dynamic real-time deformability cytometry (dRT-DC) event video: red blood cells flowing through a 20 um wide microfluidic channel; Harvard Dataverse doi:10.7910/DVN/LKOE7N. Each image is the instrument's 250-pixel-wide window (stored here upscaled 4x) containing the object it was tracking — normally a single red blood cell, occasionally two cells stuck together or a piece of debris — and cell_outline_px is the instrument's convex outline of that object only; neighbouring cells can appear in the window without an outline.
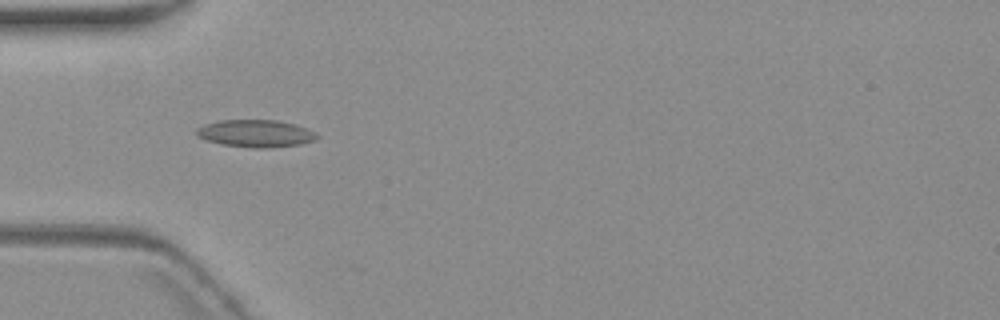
{"species": "common noctule bat (a hibernating species)", "species_latin": "Nyctalus noctula", "temperature_condition": "warm", "stored_images_in_passage": 4, "camera_frame_rate_fps": 3000, "um_per_image_px": 0.085, "animal": {"sex": "female", "body_mass_g": 19.3, "forearm_length_mm": 54.1}, "frame": {"image": 1, "passage_image": 3, "time_ms": 2.333, "image_size_px": [1000, 320], "cell_outline_px": [[320, 136], [316, 140], [300, 144], [272, 148], [252, 148], [220, 144], [196, 136], [196, 128], [204, 124], [220, 120], [276, 120], [296, 124], [316, 132]], "centroid_in_image_um": [21.75, 11.35], "position_along_channel_um": 63.2, "area_um2": 19.42}}
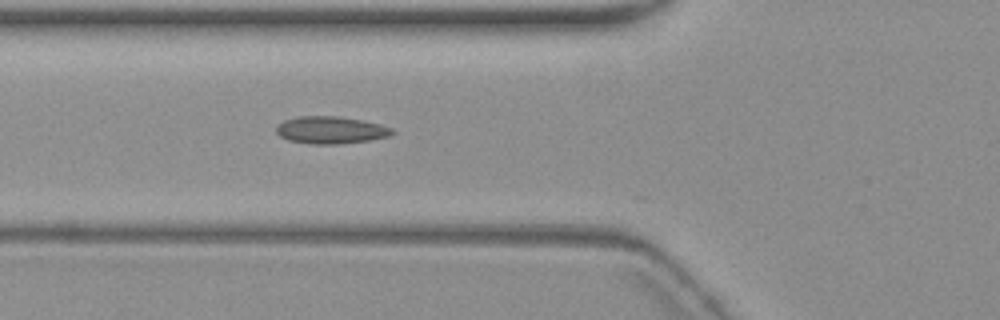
{"frame": {"image": 2, "passage_image": 4, "time_ms": 3.333, "image_size_px": [1000, 320], "cell_outline_px": [[396, 132], [388, 136], [368, 140], [340, 144], [312, 144], [288, 140], [280, 136], [276, 132], [276, 124], [284, 120], [300, 116], [340, 116], [364, 120], [380, 124], [392, 128]], "centroid_in_image_um": [28.1, 11.04], "position_along_channel_um": 97.7, "area_um2": 18.55}}